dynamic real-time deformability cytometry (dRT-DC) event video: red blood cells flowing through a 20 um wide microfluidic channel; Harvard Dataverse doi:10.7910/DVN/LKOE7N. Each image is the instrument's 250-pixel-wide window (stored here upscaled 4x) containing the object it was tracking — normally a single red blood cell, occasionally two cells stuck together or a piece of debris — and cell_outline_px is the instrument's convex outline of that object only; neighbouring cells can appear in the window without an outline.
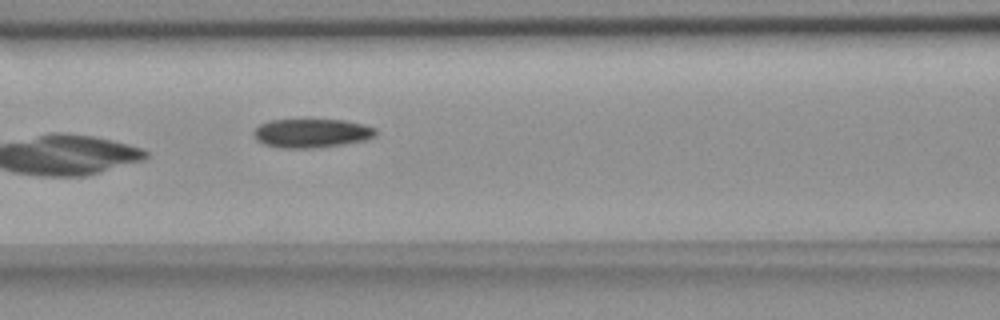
{"species": "common noctule bat (a hibernating species)", "species_latin": "Nyctalus noctula", "temperature_condition": "room temperature", "stored_images_in_passage": 7, "camera_frame_rate_fps": 3000, "um_per_image_px": 0.085, "animal": {"sex": "female", "body_mass_g": 18.4}, "frame": {"image": 1, "passage_image": 7, "time_ms": 8.0, "image_size_px": [1000, 320], "cell_outline_px": [[376, 136], [364, 140], [316, 148], [280, 148], [264, 144], [256, 140], [252, 136], [252, 132], [260, 124], [268, 120], [344, 120], [364, 124], [376, 128]], "centroid_in_image_um": [26.45, 11.32], "position_along_channel_um": 140.2, "area_um2": 20.58}}